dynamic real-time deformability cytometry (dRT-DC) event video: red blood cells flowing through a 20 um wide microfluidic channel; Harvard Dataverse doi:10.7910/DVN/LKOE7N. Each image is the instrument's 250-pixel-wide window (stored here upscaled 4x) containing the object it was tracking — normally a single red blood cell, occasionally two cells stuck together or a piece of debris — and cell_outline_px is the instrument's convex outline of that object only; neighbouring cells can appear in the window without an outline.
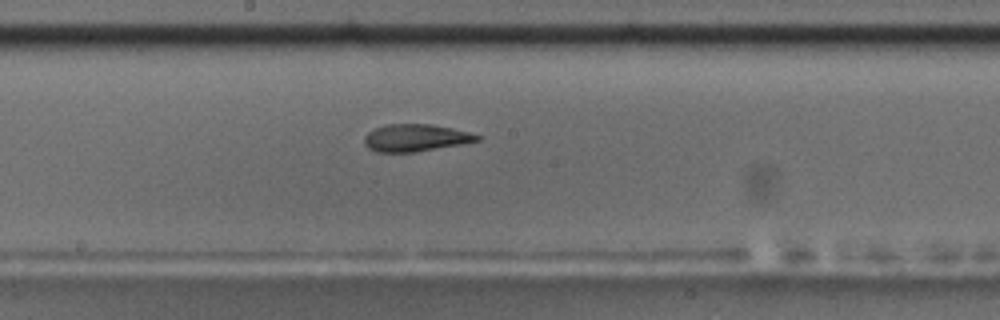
{"species": "common noctule bat (a hibernating species)", "species_latin": "Nyctalus noctula", "temperature_condition": "room temperature", "stored_images_in_passage": 36, "camera_frame_rate_fps": 3000, "um_per_image_px": 0.085, "animal": {"sex": "male", "body_mass_g": 17.5, "forearm_length_mm": 52.3}, "frame": {"image": 1, "passage_image": 16, "time_ms": 5.0, "image_size_px": [1000, 320], "cell_outline_px": [[484, 136], [480, 140], [464, 144], [416, 152], [376, 152], [368, 148], [364, 144], [364, 136], [368, 132], [384, 124], [432, 124], [452, 128]], "centroid_in_image_um": [35.34, 11.72], "position_along_channel_um": 212.9, "area_um2": 18.15}, "authors_computed_cell_mechanics": {"area_um2": 18.4093, "velocity_mm_per_s": 3.7332, "shape_relaxation_time_tau1_ms": 7.061, "shape_relaxation_time_tau2_ms": 2.376, "deformation_change_tau1": 0.2208, "deformation_change_tau2": 0.1027}}